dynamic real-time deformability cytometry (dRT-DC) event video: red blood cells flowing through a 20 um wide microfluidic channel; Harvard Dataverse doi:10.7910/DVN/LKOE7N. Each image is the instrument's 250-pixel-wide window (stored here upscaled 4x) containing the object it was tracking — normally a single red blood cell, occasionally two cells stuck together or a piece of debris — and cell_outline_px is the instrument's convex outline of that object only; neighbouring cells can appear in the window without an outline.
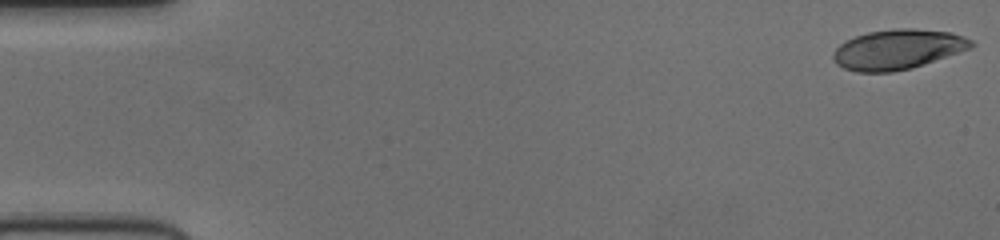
{"species": "human", "species_latin": "Homo sapiens", "temperature_condition": "cold", "stored_images_in_passage": 53, "camera_frame_rate_fps": 3000, "um_per_image_px": 0.085, "donor": {"sex": "female"}, "frame": {"image": 1, "passage_image": 1, "time_ms": 0.0, "image_size_px": [1000, 240], "cell_outline_px": [[976, 44], [972, 48], [912, 68], [892, 72], [856, 72], [844, 68], [836, 64], [832, 60], [832, 56], [836, 48], [840, 44], [856, 36], [868, 32], [892, 28], [912, 28], [952, 32], [964, 36], [972, 40]], "centroid_in_image_um": [76.33, 4.19], "position_along_channel_um": 8.7, "area_um2": 32.31}}
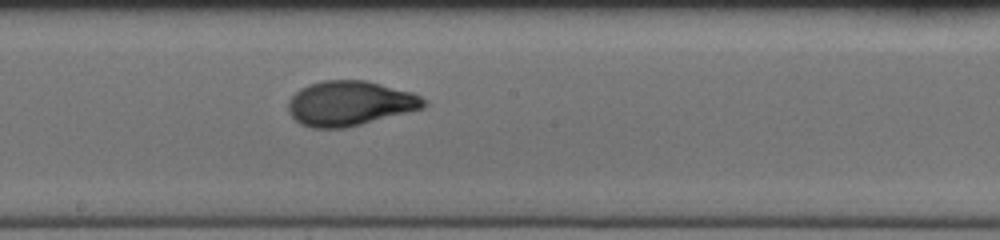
{"frame": {"image": 2, "passage_image": 29, "time_ms": 9.333, "image_size_px": [1000, 240], "cell_outline_px": [[428, 104], [424, 108], [344, 128], [312, 128], [300, 124], [288, 112], [288, 100], [300, 88], [308, 84], [324, 80], [364, 80], [412, 92], [428, 100]], "centroid_in_image_um": [29.73, 8.78], "position_along_channel_um": 218.5, "area_um2": 35.37}}
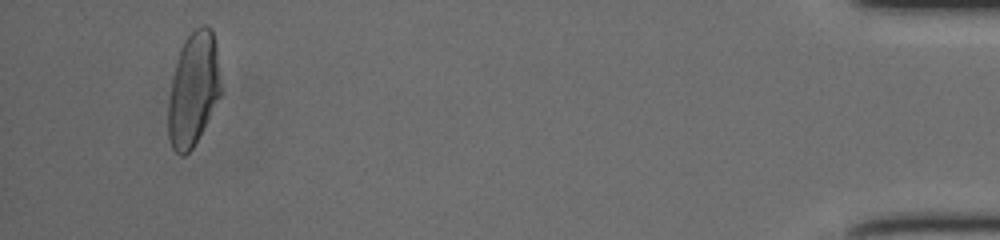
{"frame": {"image": 3, "passage_image": 50, "time_ms": 16.333, "image_size_px": [1000, 240], "cell_outline_px": [[220, 96], [192, 148], [184, 156], [180, 156], [172, 148], [168, 136], [168, 100], [172, 80], [180, 48], [184, 40], [200, 24], [204, 24], [212, 28], [216, 44], [220, 88]], "centroid_in_image_um": [16.42, 7.57], "position_along_channel_um": 418.8, "area_um2": 34.45}}